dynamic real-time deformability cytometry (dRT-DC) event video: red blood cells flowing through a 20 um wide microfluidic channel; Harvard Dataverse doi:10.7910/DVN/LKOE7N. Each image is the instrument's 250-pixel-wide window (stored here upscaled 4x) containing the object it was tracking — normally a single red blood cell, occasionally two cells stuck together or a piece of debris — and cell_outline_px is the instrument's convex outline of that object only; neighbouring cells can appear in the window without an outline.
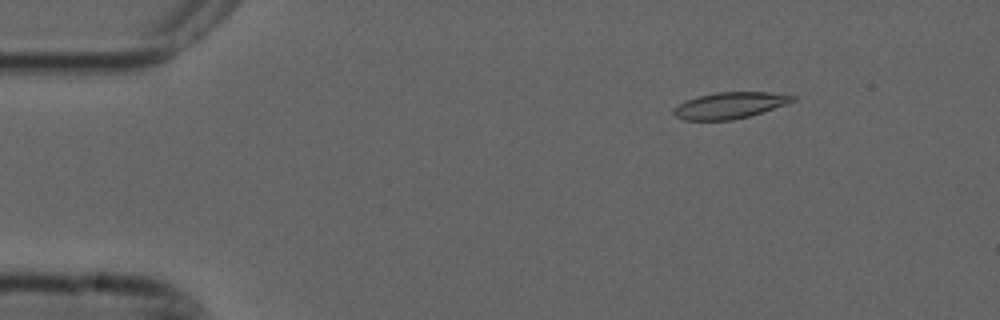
{"species": "common noctule bat (a hibernating species)", "species_latin": "Nyctalus noctula", "temperature_condition": "cold", "stored_images_in_passage": 4, "camera_frame_rate_fps": 3000, "um_per_image_px": 0.085, "animal": {"sex": "male", "forearm_length_mm": 52.5}, "frame": {"image": 1, "passage_image": 1, "time_ms": 0.0, "image_size_px": [1000, 320], "cell_outline_px": [[796, 100], [788, 104], [748, 116], [732, 120], [684, 120], [676, 116], [672, 112], [672, 108], [696, 96], [716, 92], [768, 92], [796, 96]], "centroid_in_image_um": [62.03, 8.95], "position_along_channel_um": 23.0, "area_um2": 18.21}}
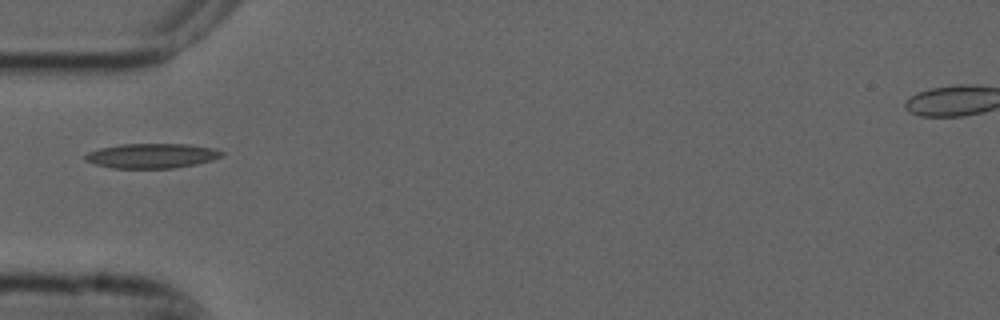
{"frame": {"image": 2, "passage_image": 4, "time_ms": 1.0, "image_size_px": [1000, 320], "cell_outline_px": [[224, 156], [212, 160], [196, 164], [172, 168], [112, 168], [96, 164], [84, 160], [84, 156], [88, 152], [100, 148], [120, 144], [188, 144], [216, 148], [224, 152]], "centroid_in_image_um": [12.93, 13.23], "position_along_channel_um": 72.1, "area_um2": 19.77}}